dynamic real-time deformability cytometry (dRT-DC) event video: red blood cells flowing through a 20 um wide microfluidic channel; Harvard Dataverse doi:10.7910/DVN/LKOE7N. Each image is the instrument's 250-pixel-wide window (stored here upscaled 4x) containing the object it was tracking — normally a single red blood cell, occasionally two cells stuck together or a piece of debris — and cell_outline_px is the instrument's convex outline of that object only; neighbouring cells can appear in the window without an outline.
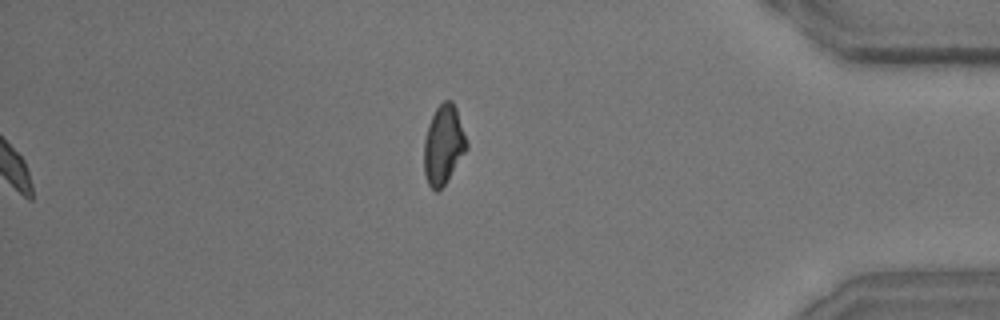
{"species": "common noctule bat (a hibernating species)", "species_latin": "Nyctalus noctula", "temperature_condition": "room temperature", "stored_images_in_passage": 42, "camera_frame_rate_fps": 3000, "um_per_image_px": 0.085, "animal": {"sex": "male", "body_mass_g": 15.6}, "frame": {"image": 1, "passage_image": 42, "time_ms": 13.667, "image_size_px": [1000, 320], "cell_outline_px": [[468, 148], [444, 184], [436, 192], [428, 184], [424, 172], [424, 140], [428, 124], [436, 108], [444, 100], [452, 100], [456, 108], [468, 144]], "centroid_in_image_um": [37.69, 12.29], "position_along_channel_um": 397.5, "area_um2": 19.42}, "authors_computed_cell_mechanics": {"area_um2": 19.0162, "velocity_mm_per_s": 4.0206, "shape_relaxation_time_tau1_ms": 3.1299, "shape_relaxation_time_tau2_ms": 5.8137, "deformation_change_tau1": 0.1149, "deformation_change_tau2": 0.1062}}